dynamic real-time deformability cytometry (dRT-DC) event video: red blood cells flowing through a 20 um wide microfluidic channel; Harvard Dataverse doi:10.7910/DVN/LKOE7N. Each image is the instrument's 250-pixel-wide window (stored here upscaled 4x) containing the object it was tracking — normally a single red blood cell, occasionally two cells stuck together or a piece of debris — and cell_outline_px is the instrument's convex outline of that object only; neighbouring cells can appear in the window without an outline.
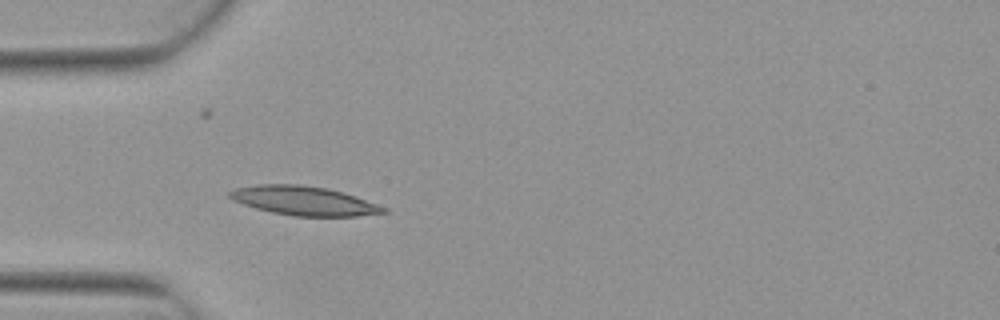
{"species": "Egyptian fruit bat (a non-hibernating species)", "species_latin": "Rousettus aegyptiacus", "temperature_condition": "warm", "stored_images_in_passage": 4, "camera_frame_rate_fps": 3000, "um_per_image_px": 0.085, "animal": {"sex": "female"}, "frame": {"image": 1, "passage_image": 4, "time_ms": 1.0, "image_size_px": [1000, 320], "cell_outline_px": [[388, 212], [356, 216], [296, 216], [272, 212], [256, 208], [232, 200], [228, 196], [228, 192], [236, 188], [256, 184], [300, 184], [328, 188], [356, 196], [388, 208]], "centroid_in_image_um": [25.83, 17.05], "position_along_channel_um": 59.2, "area_um2": 26.07}}